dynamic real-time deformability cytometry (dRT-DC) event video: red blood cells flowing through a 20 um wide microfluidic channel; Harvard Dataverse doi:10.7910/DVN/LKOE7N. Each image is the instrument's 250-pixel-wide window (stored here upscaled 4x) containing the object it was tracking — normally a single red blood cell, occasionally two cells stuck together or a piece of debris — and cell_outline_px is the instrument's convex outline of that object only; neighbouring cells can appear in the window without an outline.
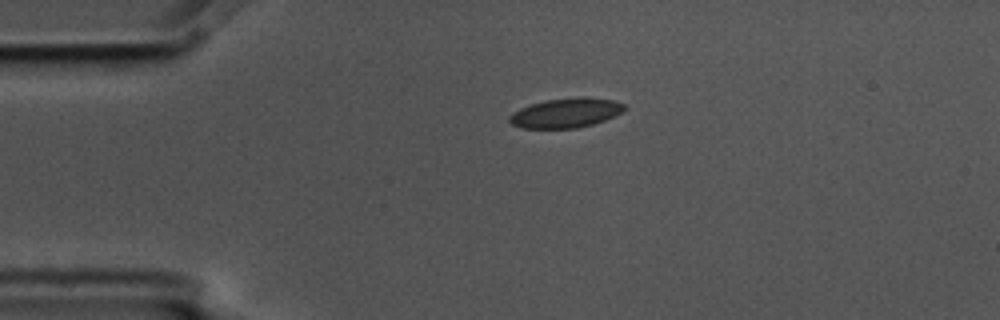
{"species": "common noctule bat (a hibernating species)", "species_latin": "Nyctalus noctula", "temperature_condition": "cold", "stored_images_in_passage": 2, "camera_frame_rate_fps": 3000, "um_per_image_px": 0.085, "animal": {"sex": "male", "body_mass_g": 17.5, "forearm_length_mm": 52.3}, "frame": {"image": 1, "passage_image": 1, "time_ms": 0.0, "image_size_px": [1000, 320], "cell_outline_px": [[628, 108], [624, 112], [616, 116], [592, 124], [576, 128], [520, 128], [512, 124], [508, 120], [508, 116], [520, 108], [544, 100], [580, 96], [616, 100], [624, 104]], "centroid_in_image_um": [48.14, 9.59], "position_along_channel_um": 36.9, "area_um2": 20.06}}